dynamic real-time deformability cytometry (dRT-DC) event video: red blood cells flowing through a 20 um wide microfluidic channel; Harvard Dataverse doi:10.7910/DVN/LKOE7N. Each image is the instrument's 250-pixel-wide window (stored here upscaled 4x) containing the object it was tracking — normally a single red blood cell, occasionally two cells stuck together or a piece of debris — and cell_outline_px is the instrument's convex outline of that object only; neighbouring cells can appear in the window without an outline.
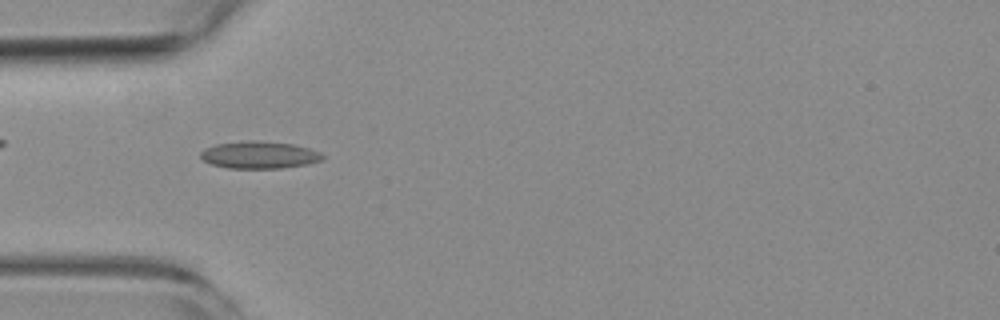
{"species": "common noctule bat (a hibernating species)", "species_latin": "Nyctalus noctula", "temperature_condition": "room temperature", "stored_images_in_passage": 6, "camera_frame_rate_fps": 3000, "um_per_image_px": 0.085, "animal": {"sex": "female", "body_mass_g": 19.3, "forearm_length_mm": 54.1}, "frame": {"image": 1, "passage_image": 5, "time_ms": 4.667, "image_size_px": [1000, 320], "cell_outline_px": [[324, 160], [308, 164], [280, 168], [228, 168], [212, 164], [204, 160], [200, 156], [200, 152], [204, 148], [216, 144], [248, 140], [252, 140], [292, 144], [308, 148], [320, 152], [324, 156]], "centroid_in_image_um": [22.04, 13.17], "position_along_channel_um": 63.0, "area_um2": 19.31}}
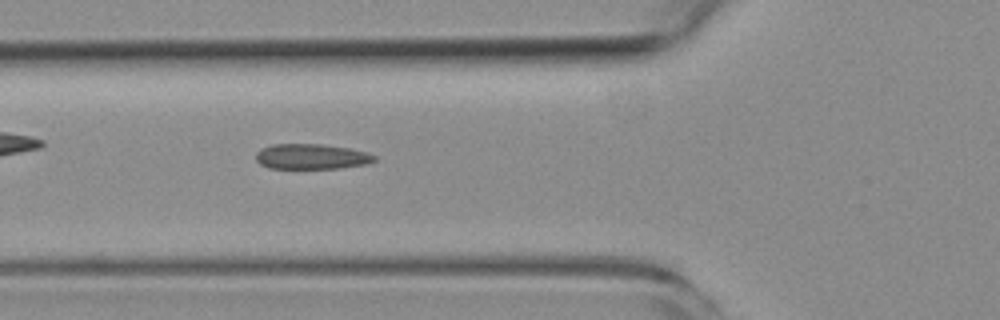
{"frame": {"image": 2, "passage_image": 6, "time_ms": 5.667, "image_size_px": [1000, 320], "cell_outline_px": [[376, 160], [368, 164], [340, 168], [268, 168], [260, 164], [256, 160], [256, 152], [260, 148], [272, 144], [320, 144], [352, 148], [368, 152], [376, 156]], "centroid_in_image_um": [26.49, 13.3], "position_along_channel_um": 99.3, "area_um2": 17.69}}